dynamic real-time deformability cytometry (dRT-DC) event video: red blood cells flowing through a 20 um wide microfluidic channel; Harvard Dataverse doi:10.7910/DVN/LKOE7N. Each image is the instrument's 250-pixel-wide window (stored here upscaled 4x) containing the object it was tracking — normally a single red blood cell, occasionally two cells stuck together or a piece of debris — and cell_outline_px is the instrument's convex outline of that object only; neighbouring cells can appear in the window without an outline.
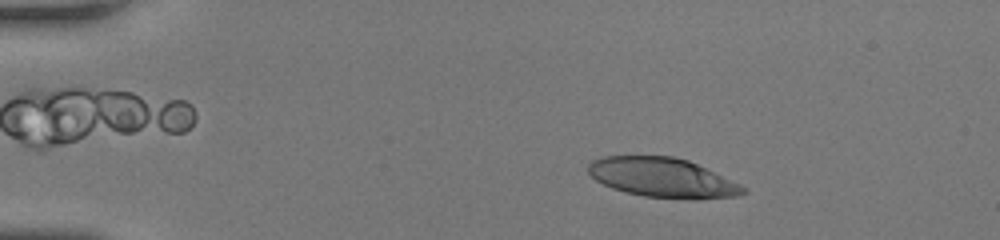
{"species": "human", "species_latin": "Homo sapiens", "temperature_condition": "room temperature", "stored_images_in_passage": 47, "camera_frame_rate_fps": 3000, "um_per_image_px": 0.085, "donor": {"sex": "female"}, "frame": {"image": 1, "passage_image": 6, "time_ms": 1.667, "image_size_px": [1000, 240], "cell_outline_px": [[748, 192], [736, 196], [696, 200], [644, 196], [624, 192], [612, 188], [596, 180], [588, 172], [588, 164], [592, 160], [604, 156], [672, 156], [688, 160], [740, 184], [748, 188]], "centroid_in_image_um": [56.33, 15.11], "position_along_channel_um": 28.7, "area_um2": 35.72}}
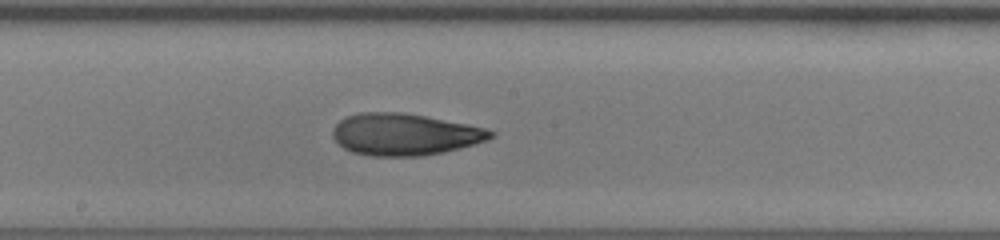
{"frame": {"image": 2, "passage_image": 25, "time_ms": 8.0, "image_size_px": [1000, 240], "cell_outline_px": [[496, 136], [488, 140], [476, 144], [444, 152], [420, 156], [372, 156], [352, 152], [344, 148], [332, 136], [332, 128], [344, 116], [360, 112], [404, 112], [468, 124], [484, 128], [496, 132]], "centroid_in_image_um": [34.41, 11.42], "position_along_channel_um": 213.8, "area_um2": 38.78}}
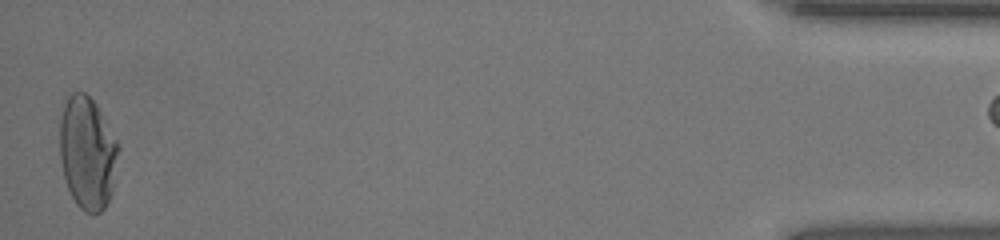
{"frame": {"image": 3, "passage_image": 46, "time_ms": 15.0, "image_size_px": [1000, 240], "cell_outline_px": [[120, 148], [112, 192], [104, 208], [100, 212], [84, 212], [76, 204], [64, 180], [60, 160], [60, 104], [64, 96], [68, 92], [84, 92], [96, 104], [120, 144]], "centroid_in_image_um": [7.41, 12.93], "position_along_channel_um": 427.8, "area_um2": 39.3}}